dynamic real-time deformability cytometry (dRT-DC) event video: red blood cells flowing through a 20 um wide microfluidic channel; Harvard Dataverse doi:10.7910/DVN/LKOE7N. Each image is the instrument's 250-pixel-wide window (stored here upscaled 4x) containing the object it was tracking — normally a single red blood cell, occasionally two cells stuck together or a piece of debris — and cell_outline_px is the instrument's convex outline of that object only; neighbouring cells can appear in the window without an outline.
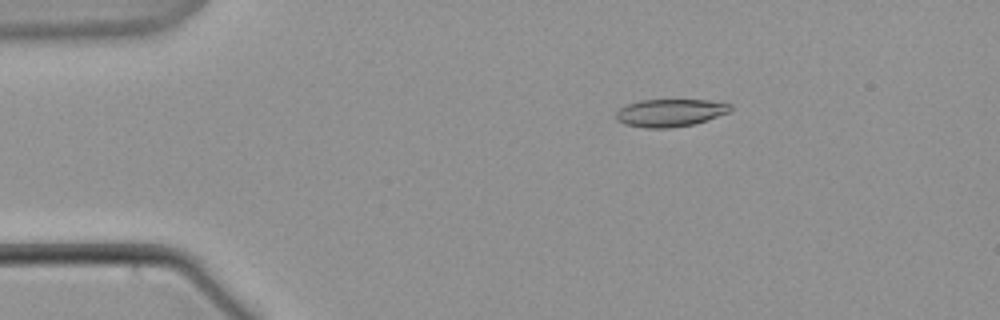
{"species": "common noctule bat (a hibernating species)", "species_latin": "Nyctalus noctula", "temperature_condition": "warm", "stored_images_in_passage": 54, "camera_frame_rate_fps": 3000, "um_per_image_px": 0.085, "animal": {"sex": "male", "body_mass_g": 21.5, "forearm_length_mm": 52.0}, "frame": {"image": 1, "passage_image": 4, "time_ms": 1.0, "image_size_px": [1000, 320], "cell_outline_px": [[732, 108], [728, 112], [708, 120], [696, 124], [672, 128], [644, 128], [624, 124], [616, 120], [616, 112], [620, 108], [628, 104], [640, 100], [708, 100], [732, 104]], "centroid_in_image_um": [56.96, 9.6], "position_along_channel_um": 28.0, "area_um2": 18.55}}
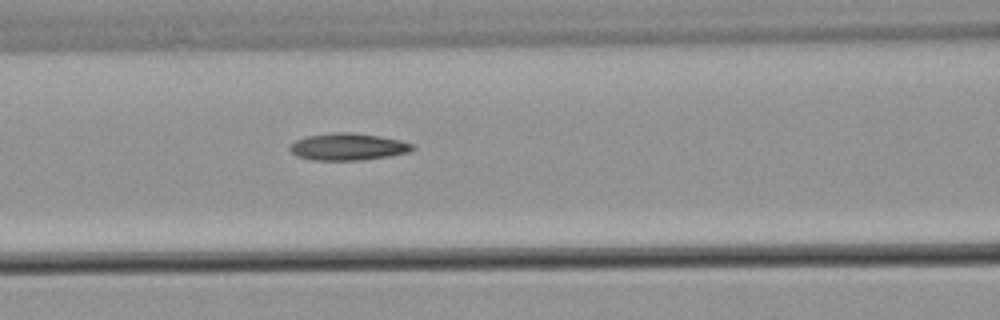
{"frame": {"image": 2, "passage_image": 19, "time_ms": 6.0, "image_size_px": [1000, 320], "cell_outline_px": [[416, 148], [408, 152], [388, 156], [364, 160], [312, 160], [296, 156], [288, 148], [288, 144], [304, 136], [336, 132], [348, 132], [380, 136], [400, 140], [416, 144]], "centroid_in_image_um": [29.56, 12.47], "position_along_channel_um": 137.0, "area_um2": 19.54}}
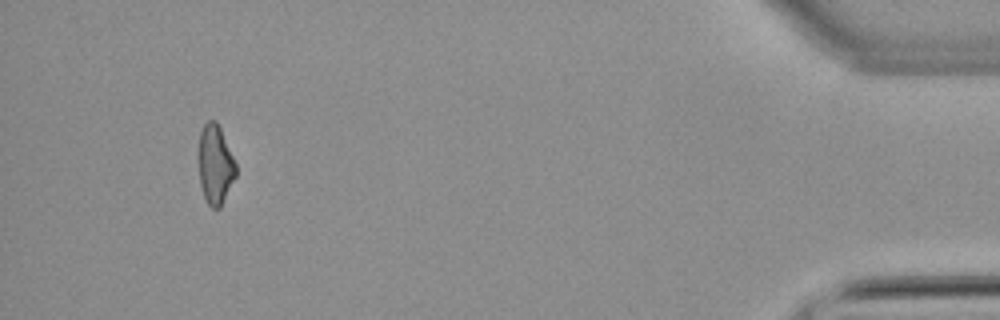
{"frame": {"image": 3, "passage_image": 50, "time_ms": 16.333, "image_size_px": [1000, 320], "cell_outline_px": [[236, 176], [220, 208], [212, 208], [208, 204], [204, 196], [200, 184], [200, 132], [204, 124], [208, 120], [216, 120], [220, 128], [236, 164]], "centroid_in_image_um": [18.31, 14.0], "position_along_channel_um": 416.9, "area_um2": 16.82}}